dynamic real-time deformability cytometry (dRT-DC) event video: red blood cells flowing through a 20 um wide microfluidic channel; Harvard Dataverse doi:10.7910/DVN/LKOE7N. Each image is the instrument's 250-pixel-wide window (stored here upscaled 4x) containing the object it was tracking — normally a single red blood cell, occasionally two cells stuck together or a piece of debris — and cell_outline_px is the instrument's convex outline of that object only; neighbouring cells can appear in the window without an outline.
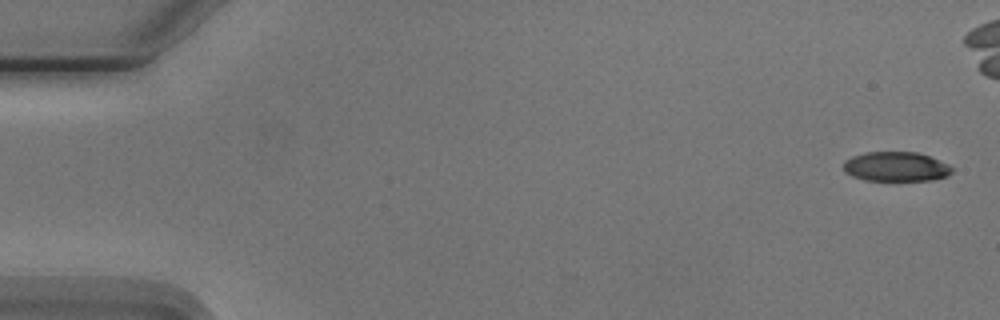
{"species": "Egyptian fruit bat (a non-hibernating species)", "species_latin": "Rousettus aegyptiacus", "temperature_condition": "cold", "stored_images_in_passage": 7, "camera_frame_rate_fps": 3000, "um_per_image_px": 0.085, "animal": {"sex": "male"}, "frame": {"image": 1, "passage_image": 1, "time_ms": 0.0, "image_size_px": [1000, 320], "cell_outline_px": [[952, 172], [948, 176], [932, 180], [864, 180], [852, 176], [844, 172], [844, 160], [852, 156], [864, 152], [916, 152], [928, 156], [948, 164], [952, 168]], "centroid_in_image_um": [76.13, 14.16], "position_along_channel_um": 8.9, "area_um2": 18.67}}
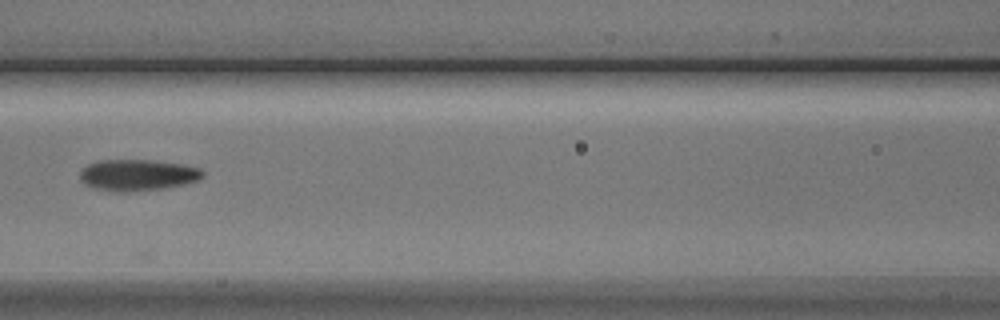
{"frame": {"image": 2, "passage_image": 7, "time_ms": 7.667, "image_size_px": [1000, 320], "cell_outline_px": [[204, 176], [200, 180], [184, 184], [164, 188], [124, 192], [112, 192], [96, 188], [84, 184], [80, 180], [80, 172], [88, 164], [100, 160], [152, 160], [184, 164], [200, 168], [204, 172]], "centroid_in_image_um": [11.72, 14.88], "position_along_channel_um": 154.9, "area_um2": 22.54}}